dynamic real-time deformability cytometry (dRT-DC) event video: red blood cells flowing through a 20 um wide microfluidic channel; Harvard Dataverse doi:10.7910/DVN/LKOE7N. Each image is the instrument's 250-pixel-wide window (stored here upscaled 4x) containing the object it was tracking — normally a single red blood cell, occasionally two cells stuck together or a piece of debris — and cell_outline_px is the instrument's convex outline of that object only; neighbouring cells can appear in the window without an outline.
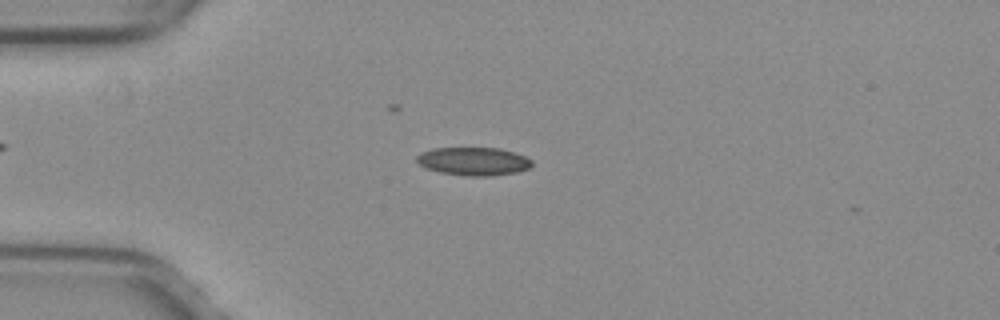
{"species": "common noctule bat (a hibernating species)", "species_latin": "Nyctalus noctula", "temperature_condition": "warm", "stored_images_in_passage": 8, "camera_frame_rate_fps": 3000, "um_per_image_px": 0.085, "animal": {"sex": "female", "body_mass_g": 29.2, "forearm_length_mm": 56.3}, "frame": {"image": 1, "passage_image": 6, "time_ms": 1.667, "image_size_px": [1000, 320], "cell_outline_px": [[532, 164], [528, 168], [516, 172], [492, 176], [464, 176], [440, 172], [424, 168], [416, 160], [416, 156], [420, 152], [432, 148], [500, 148], [516, 152], [532, 160]], "centroid_in_image_um": [40.23, 13.71], "position_along_channel_um": 44.8, "area_um2": 19.07}}